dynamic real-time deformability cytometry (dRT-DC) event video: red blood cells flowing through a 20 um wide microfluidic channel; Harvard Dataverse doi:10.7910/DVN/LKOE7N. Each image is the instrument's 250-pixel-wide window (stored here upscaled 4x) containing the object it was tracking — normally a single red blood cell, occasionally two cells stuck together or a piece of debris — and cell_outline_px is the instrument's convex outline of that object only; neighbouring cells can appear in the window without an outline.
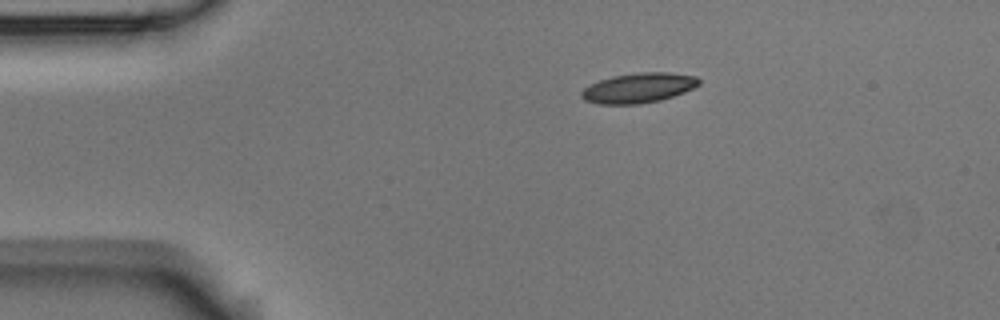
{"species": "Egyptian fruit bat (a non-hibernating species)", "species_latin": "Rousettus aegyptiacus", "temperature_condition": "room temperature", "stored_images_in_passage": 5, "camera_frame_rate_fps": 3000, "um_per_image_px": 0.085, "animal": {"sex": "male"}, "frame": {"image": 1, "passage_image": 5, "time_ms": 1.333, "image_size_px": [1000, 320], "cell_outline_px": [[700, 84], [684, 92], [660, 100], [640, 104], [600, 104], [584, 100], [580, 96], [580, 92], [584, 88], [600, 80], [612, 76], [640, 72], [668, 72], [696, 76], [700, 80]], "centroid_in_image_um": [54.27, 7.47], "position_along_channel_um": 30.7, "area_um2": 20.4}}